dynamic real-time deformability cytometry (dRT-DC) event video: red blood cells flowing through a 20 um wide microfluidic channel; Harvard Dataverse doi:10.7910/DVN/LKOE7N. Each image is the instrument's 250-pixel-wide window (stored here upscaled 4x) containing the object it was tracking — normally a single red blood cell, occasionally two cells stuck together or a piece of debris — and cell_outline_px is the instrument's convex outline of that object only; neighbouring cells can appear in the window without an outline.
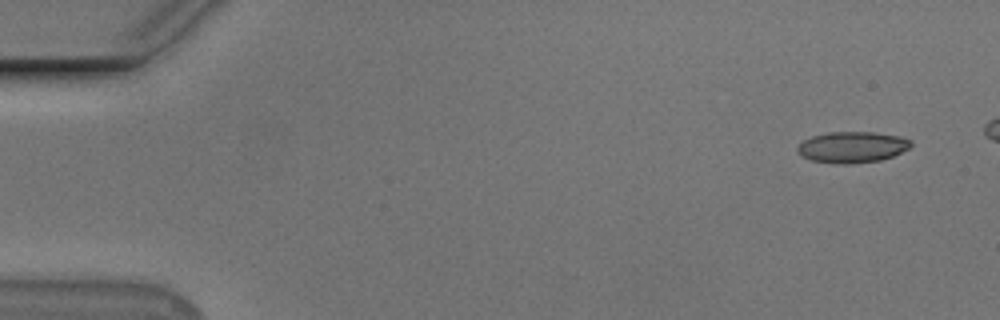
{"species": "Egyptian fruit bat (a non-hibernating species)", "species_latin": "Rousettus aegyptiacus", "temperature_condition": "cold", "stored_images_in_passage": 5, "camera_frame_rate_fps": 3000, "um_per_image_px": 0.085, "animal": {"sex": "male"}, "frame": {"image": 1, "passage_image": 1, "time_ms": 0.0, "image_size_px": [1000, 320], "cell_outline_px": [[912, 144], [908, 148], [892, 156], [880, 160], [848, 164], [840, 164], [812, 160], [800, 156], [796, 152], [796, 148], [804, 140], [812, 136], [828, 132], [872, 132], [900, 136], [912, 140]], "centroid_in_image_um": [72.41, 12.5], "position_along_channel_um": 12.6, "area_um2": 20.52}}